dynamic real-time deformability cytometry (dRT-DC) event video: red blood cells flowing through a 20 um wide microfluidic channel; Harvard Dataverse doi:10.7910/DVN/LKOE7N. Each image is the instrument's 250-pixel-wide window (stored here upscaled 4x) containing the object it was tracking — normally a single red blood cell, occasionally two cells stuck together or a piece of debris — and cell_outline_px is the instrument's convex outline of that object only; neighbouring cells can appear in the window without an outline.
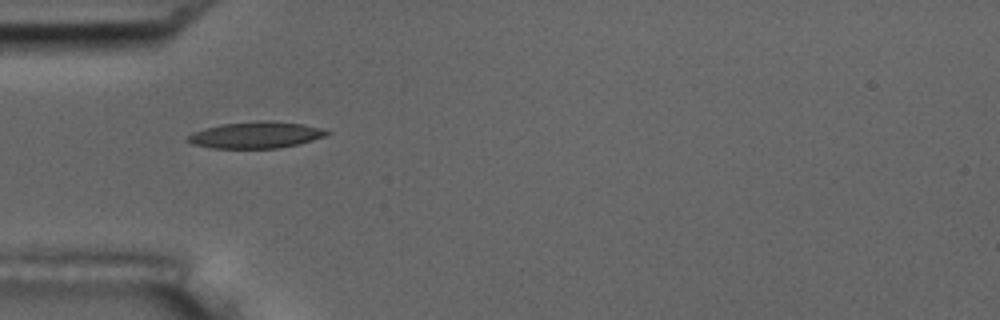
{"species": "common noctule bat (a hibernating species)", "species_latin": "Nyctalus noctula", "temperature_condition": "room temperature", "stored_images_in_passage": 8, "camera_frame_rate_fps": 3000, "um_per_image_px": 0.085, "animal": {"sex": "male", "body_mass_g": 17.5, "forearm_length_mm": 52.3}, "frame": {"image": 1, "passage_image": 7, "time_ms": 7.0, "image_size_px": [1000, 320], "cell_outline_px": [[332, 132], [324, 136], [312, 140], [296, 144], [276, 148], [212, 148], [192, 144], [184, 140], [188, 136], [204, 128], [224, 124], [256, 120], [268, 120], [304, 124], [320, 128]], "centroid_in_image_um": [21.73, 11.46], "position_along_channel_um": 63.3, "area_um2": 21.33}}